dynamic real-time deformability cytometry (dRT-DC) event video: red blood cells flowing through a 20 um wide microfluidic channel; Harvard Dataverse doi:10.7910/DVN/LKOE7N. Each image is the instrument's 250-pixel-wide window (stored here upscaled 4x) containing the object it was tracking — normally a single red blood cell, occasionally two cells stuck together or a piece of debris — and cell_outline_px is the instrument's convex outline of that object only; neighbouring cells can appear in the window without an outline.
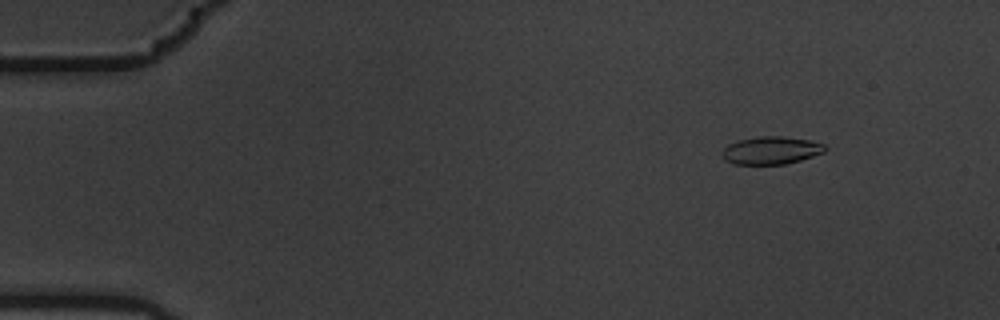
{"species": "common noctule bat (a hibernating species)", "species_latin": "Nyctalus noctula", "temperature_condition": "warm", "stored_images_in_passage": 5, "camera_frame_rate_fps": 3000, "um_per_image_px": 0.085, "animal": {"sex": "male", "body_mass_g": 19.5, "forearm_length_mm": 54.6}, "frame": {"image": 1, "passage_image": 2, "time_ms": 0.333, "image_size_px": [1000, 320], "cell_outline_px": [[828, 148], [824, 152], [800, 160], [784, 164], [732, 164], [724, 160], [724, 148], [728, 144], [740, 140], [756, 136], [784, 136], [808, 140], [824, 144]], "centroid_in_image_um": [65.55, 12.78], "position_along_channel_um": 19.4, "area_um2": 16.53}}
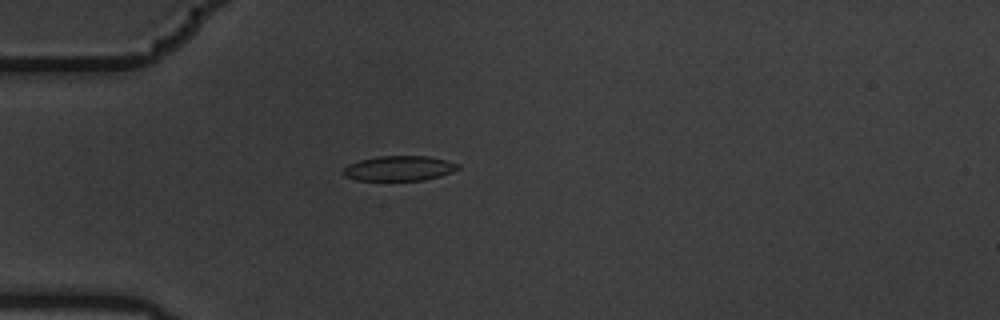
{"frame": {"image": 2, "passage_image": 4, "time_ms": 1.0, "image_size_px": [1000, 320], "cell_outline_px": [[460, 168], [452, 172], [440, 176], [424, 180], [356, 180], [344, 176], [340, 172], [348, 164], [360, 160], [376, 156], [428, 156], [448, 160], [460, 164]], "centroid_in_image_um": [33.93, 14.3], "position_along_channel_um": 51.1, "area_um2": 16.88}}